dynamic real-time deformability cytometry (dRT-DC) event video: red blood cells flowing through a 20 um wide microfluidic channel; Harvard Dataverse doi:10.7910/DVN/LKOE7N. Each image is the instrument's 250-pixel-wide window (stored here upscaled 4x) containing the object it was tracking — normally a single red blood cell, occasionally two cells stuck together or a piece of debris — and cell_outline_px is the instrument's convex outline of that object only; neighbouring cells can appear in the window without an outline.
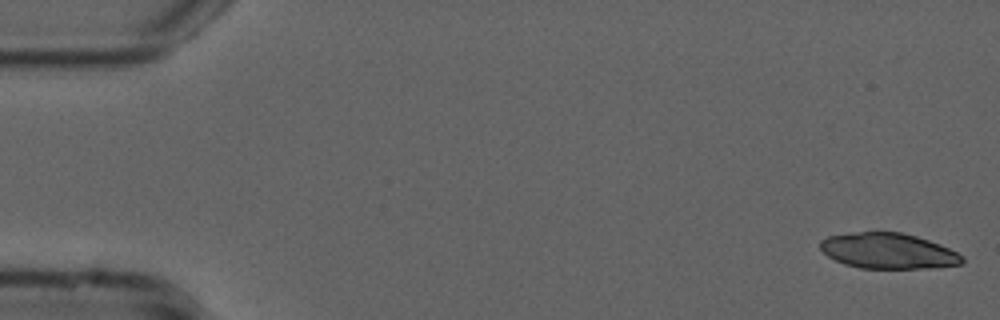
{"species": "common noctule bat (a hibernating species)", "species_latin": "Nyctalus noctula", "temperature_condition": "cold", "stored_images_in_passage": 24, "camera_frame_rate_fps": 3000, "um_per_image_px": 0.085, "animal": {"sex": "male", "forearm_length_mm": 52.5}, "frame": {"image": 1, "passage_image": 1, "time_ms": 0.0, "image_size_px": [1000, 320], "cell_outline_px": [[964, 264], [940, 268], [860, 268], [844, 264], [828, 256], [820, 248], [820, 240], [828, 236], [856, 232], [900, 232], [916, 236], [940, 244], [964, 256]], "centroid_in_image_um": [75.54, 21.34], "position_along_channel_um": 9.5, "area_um2": 29.54}}